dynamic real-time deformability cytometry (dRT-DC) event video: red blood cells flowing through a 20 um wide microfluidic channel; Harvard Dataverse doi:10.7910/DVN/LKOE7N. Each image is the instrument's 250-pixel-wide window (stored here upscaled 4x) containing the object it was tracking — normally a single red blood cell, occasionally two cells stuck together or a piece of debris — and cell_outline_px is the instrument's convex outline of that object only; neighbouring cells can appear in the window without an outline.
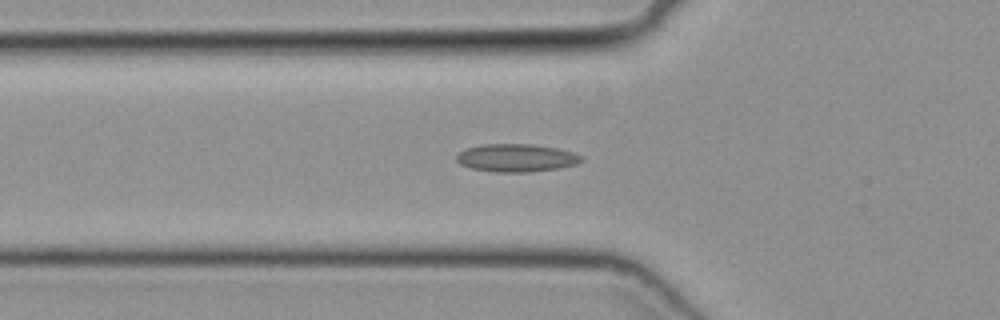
{"species": "common noctule bat (a hibernating species)", "species_latin": "Nyctalus noctula", "temperature_condition": "cold", "stored_images_in_passage": 42, "camera_frame_rate_fps": 3000, "um_per_image_px": 0.085, "animal": {"sex": "female", "body_mass_g": 19.3, "forearm_length_mm": 54.1}, "frame": {"image": 1, "passage_image": 12, "time_ms": 3.667, "image_size_px": [1000, 320], "cell_outline_px": [[584, 160], [576, 164], [556, 168], [528, 172], [492, 172], [472, 168], [460, 164], [456, 160], [456, 156], [464, 148], [484, 144], [532, 144], [556, 148], [572, 152], [580, 156]], "centroid_in_image_um": [43.84, 13.41], "position_along_channel_um": 82.0, "area_um2": 20.17}}
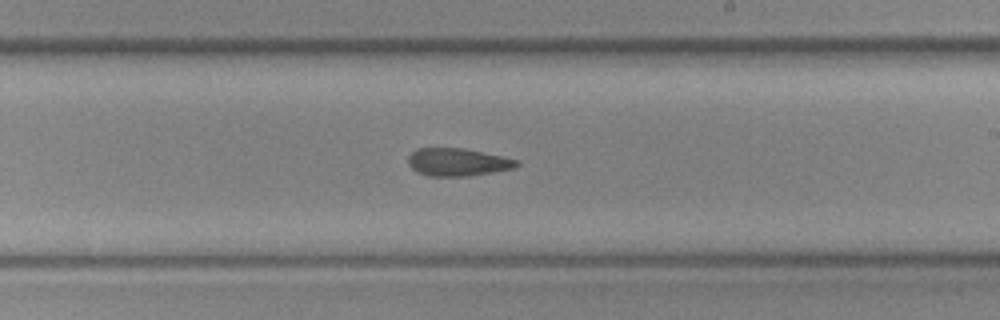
{"frame": {"image": 2, "passage_image": 24, "time_ms": 7.667, "image_size_px": [1000, 320], "cell_outline_px": [[520, 164], [516, 168], [468, 176], [428, 176], [416, 172], [408, 164], [408, 156], [416, 148], [464, 148], [520, 160]], "centroid_in_image_um": [38.9, 13.78], "position_along_channel_um": 250.1, "area_um2": 17.69}}
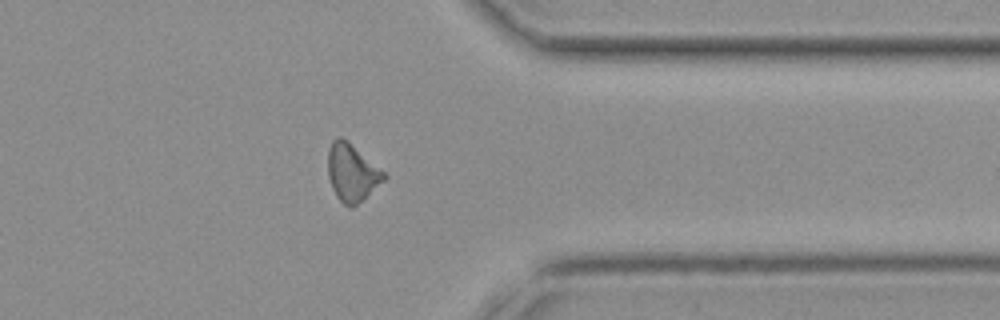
{"frame": {"image": 3, "passage_image": 34, "time_ms": 11.0, "image_size_px": [1000, 320], "cell_outline_px": [[388, 176], [384, 180], [352, 208], [344, 204], [336, 196], [332, 188], [328, 176], [328, 148], [332, 140], [336, 136], [340, 136], [348, 140], [384, 172]], "centroid_in_image_um": [29.88, 14.63], "position_along_channel_um": 381.5, "area_um2": 18.61}}